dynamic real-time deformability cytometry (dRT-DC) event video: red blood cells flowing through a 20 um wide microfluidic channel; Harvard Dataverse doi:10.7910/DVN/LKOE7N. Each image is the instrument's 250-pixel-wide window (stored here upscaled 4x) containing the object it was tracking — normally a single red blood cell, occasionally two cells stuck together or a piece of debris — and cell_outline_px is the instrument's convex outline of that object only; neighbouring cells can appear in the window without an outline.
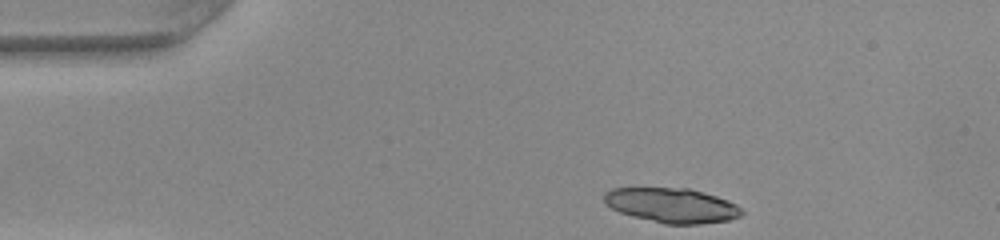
{"species": "common noctule bat (a hibernating species)", "species_latin": "Nyctalus noctula", "temperature_condition": "warm", "stored_images_in_passage": 32, "camera_frame_rate_fps": 3000, "um_per_image_px": 0.085, "animal": {"sex": "female", "body_mass_g": 22.0, "forearm_length_mm": 56.7}, "frame": {"image": 1, "passage_image": 1, "time_ms": 0.0, "image_size_px": [1000, 240], "cell_outline_px": [[744, 212], [740, 216], [728, 220], [700, 224], [664, 224], [632, 216], [620, 212], [604, 204], [604, 192], [612, 188], [688, 188], [716, 196], [728, 200], [736, 204]], "centroid_in_image_um": [57.09, 17.45], "position_along_channel_um": 27.9, "area_um2": 27.8}, "authors_computed_cell_mechanics": {"area_um2": 17.7157, "velocity_mm_per_s": 4.07, "shape_relaxation_time_tau1_ms": 2.0947, "shape_relaxation_time_tau2_ms": 3.7579, "deformation_change_tau1": 0.3452, "deformation_change_tau2": 0.068}}